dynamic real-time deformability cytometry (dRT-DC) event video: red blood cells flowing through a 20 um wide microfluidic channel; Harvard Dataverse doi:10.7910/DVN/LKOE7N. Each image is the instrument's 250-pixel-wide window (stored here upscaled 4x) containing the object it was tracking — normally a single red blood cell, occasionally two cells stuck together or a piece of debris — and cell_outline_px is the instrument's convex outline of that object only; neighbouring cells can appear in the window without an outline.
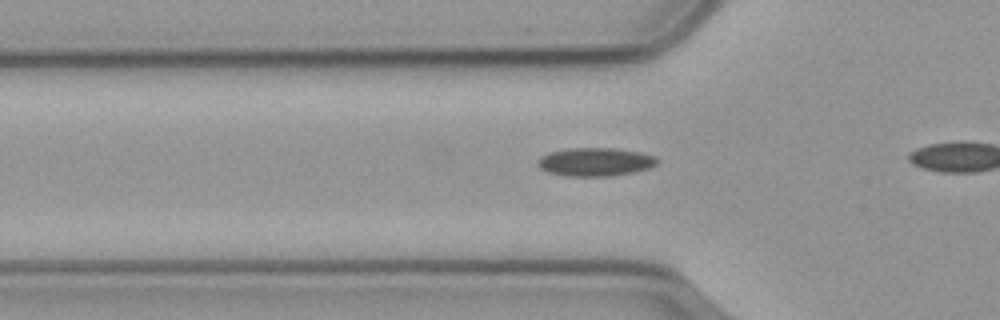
{"species": "common noctule bat (a hibernating species)", "species_latin": "Nyctalus noctula", "temperature_condition": "cold", "stored_images_in_passage": 23, "camera_frame_rate_fps": 3000, "um_per_image_px": 0.085, "animal": {"sex": "male", "body_mass_g": 23.1, "forearm_length_mm": 52.7}, "frame": {"image": 1, "passage_image": 14, "time_ms": 4.333, "image_size_px": [1000, 320], "cell_outline_px": [[660, 160], [656, 164], [648, 168], [632, 172], [608, 176], [568, 176], [548, 172], [540, 168], [540, 156], [548, 152], [568, 148], [616, 148], [640, 152], [656, 156]], "centroid_in_image_um": [50.62, 13.75], "position_along_channel_um": 75.2, "area_um2": 19.65}}